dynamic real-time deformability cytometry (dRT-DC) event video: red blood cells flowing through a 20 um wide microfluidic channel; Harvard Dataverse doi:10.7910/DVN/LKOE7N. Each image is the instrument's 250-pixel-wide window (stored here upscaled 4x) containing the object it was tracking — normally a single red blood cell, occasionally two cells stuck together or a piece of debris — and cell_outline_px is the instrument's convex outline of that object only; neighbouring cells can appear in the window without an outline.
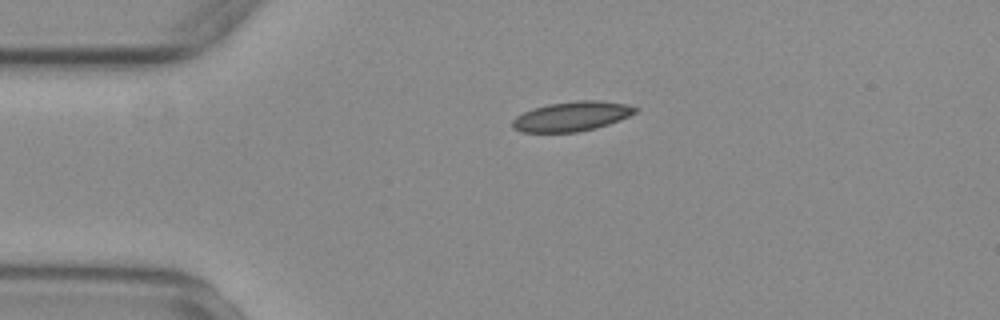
{"species": "common noctule bat (a hibernating species)", "species_latin": "Nyctalus noctula", "temperature_condition": "warm", "stored_images_in_passage": 44, "camera_frame_rate_fps": 3000, "um_per_image_px": 0.085, "animal": {"sex": "female", "body_mass_g": 29.2, "forearm_length_mm": 56.3}, "frame": {"image": 1, "passage_image": 1, "time_ms": 0.0, "image_size_px": [1000, 320], "cell_outline_px": [[640, 108], [636, 112], [620, 120], [596, 128], [576, 132], [520, 132], [512, 128], [512, 120], [516, 116], [532, 108], [548, 104], [576, 100], [596, 100], [628, 104]], "centroid_in_image_um": [48.59, 9.88], "position_along_channel_um": 36.4, "area_um2": 21.33}}
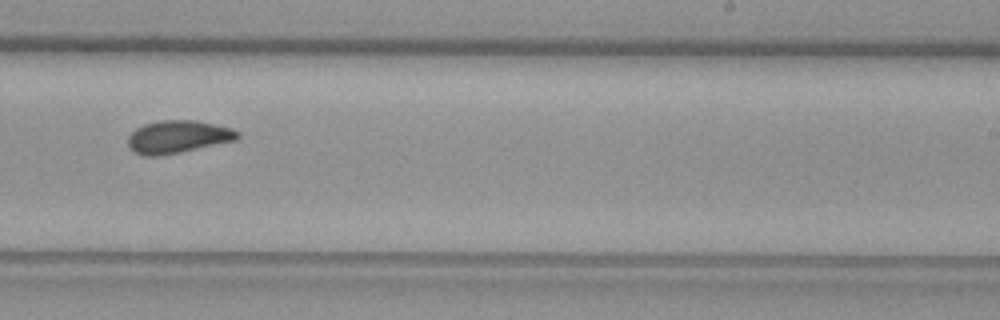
{"frame": {"image": 2, "passage_image": 23, "time_ms": 7.333, "image_size_px": [1000, 320], "cell_outline_px": [[240, 136], [236, 140], [180, 152], [160, 156], [144, 156], [136, 152], [128, 144], [128, 136], [136, 128], [144, 124], [160, 120], [196, 120], [232, 128], [240, 132]], "centroid_in_image_um": [15.14, 11.62], "position_along_channel_um": 273.9, "area_um2": 20.81}}
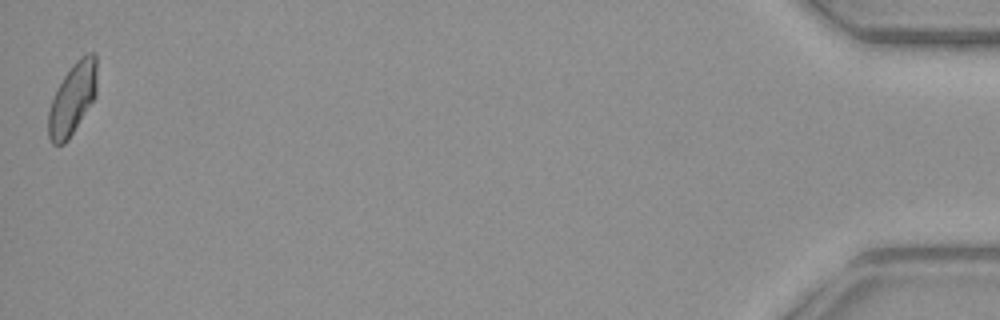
{"frame": {"image": 3, "passage_image": 44, "time_ms": 14.333, "image_size_px": [1000, 320], "cell_outline_px": [[96, 96], [68, 140], [64, 144], [52, 144], [48, 136], [48, 112], [52, 100], [64, 76], [72, 64], [80, 56], [88, 52], [96, 52]], "centroid_in_image_um": [6.17, 8.38], "position_along_channel_um": 429.0, "area_um2": 20.17}, "authors_computed_cell_mechanics": {"area_um2": 20.4901, "velocity_mm_per_s": 3.7029, "shape_relaxation_time_tau1_ms": null, "shape_relaxation_time_tau2_ms": 2.4089, "deformation_change_tau1": null, "deformation_change_tau2": 0.0728}}